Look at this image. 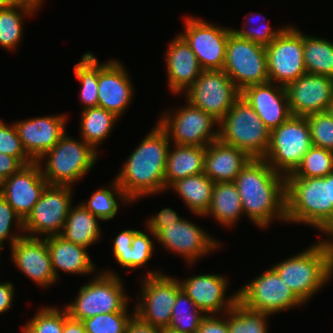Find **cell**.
I'll return each instance as SVG.
<instances>
[{"label": "cell", "mask_w": 333, "mask_h": 333, "mask_svg": "<svg viewBox=\"0 0 333 333\" xmlns=\"http://www.w3.org/2000/svg\"><path fill=\"white\" fill-rule=\"evenodd\" d=\"M43 0H0V7L21 6V5H41Z\"/></svg>", "instance_id": "cell-54"}, {"label": "cell", "mask_w": 333, "mask_h": 333, "mask_svg": "<svg viewBox=\"0 0 333 333\" xmlns=\"http://www.w3.org/2000/svg\"><path fill=\"white\" fill-rule=\"evenodd\" d=\"M333 168V151L312 146L298 167L286 177H325Z\"/></svg>", "instance_id": "cell-39"}, {"label": "cell", "mask_w": 333, "mask_h": 333, "mask_svg": "<svg viewBox=\"0 0 333 333\" xmlns=\"http://www.w3.org/2000/svg\"><path fill=\"white\" fill-rule=\"evenodd\" d=\"M65 322V307H44L36 312V315L28 322L23 333H62Z\"/></svg>", "instance_id": "cell-40"}, {"label": "cell", "mask_w": 333, "mask_h": 333, "mask_svg": "<svg viewBox=\"0 0 333 333\" xmlns=\"http://www.w3.org/2000/svg\"><path fill=\"white\" fill-rule=\"evenodd\" d=\"M23 166L24 164L18 158L0 153V183Z\"/></svg>", "instance_id": "cell-50"}, {"label": "cell", "mask_w": 333, "mask_h": 333, "mask_svg": "<svg viewBox=\"0 0 333 333\" xmlns=\"http://www.w3.org/2000/svg\"><path fill=\"white\" fill-rule=\"evenodd\" d=\"M164 57L168 85L173 94L187 91L203 71L196 55L179 34L169 44Z\"/></svg>", "instance_id": "cell-25"}, {"label": "cell", "mask_w": 333, "mask_h": 333, "mask_svg": "<svg viewBox=\"0 0 333 333\" xmlns=\"http://www.w3.org/2000/svg\"><path fill=\"white\" fill-rule=\"evenodd\" d=\"M113 183V184H112ZM111 183V188H101L96 190L90 197L89 201L82 202V205L89 210L94 216L101 220H110L118 213L117 199L125 204L132 203L126 195L124 189L119 186L116 180ZM117 197V198H116Z\"/></svg>", "instance_id": "cell-35"}, {"label": "cell", "mask_w": 333, "mask_h": 333, "mask_svg": "<svg viewBox=\"0 0 333 333\" xmlns=\"http://www.w3.org/2000/svg\"><path fill=\"white\" fill-rule=\"evenodd\" d=\"M153 246L149 235L138 230L134 234L131 247L127 251V268L136 269L145 266L153 255Z\"/></svg>", "instance_id": "cell-43"}, {"label": "cell", "mask_w": 333, "mask_h": 333, "mask_svg": "<svg viewBox=\"0 0 333 333\" xmlns=\"http://www.w3.org/2000/svg\"><path fill=\"white\" fill-rule=\"evenodd\" d=\"M287 222L305 223L320 231L333 222L330 202V175L325 177H286Z\"/></svg>", "instance_id": "cell-3"}, {"label": "cell", "mask_w": 333, "mask_h": 333, "mask_svg": "<svg viewBox=\"0 0 333 333\" xmlns=\"http://www.w3.org/2000/svg\"><path fill=\"white\" fill-rule=\"evenodd\" d=\"M51 256L52 268L56 278L58 269L65 273L92 274L95 271V264L91 260L87 249L79 244L66 240L60 234L45 237Z\"/></svg>", "instance_id": "cell-27"}, {"label": "cell", "mask_w": 333, "mask_h": 333, "mask_svg": "<svg viewBox=\"0 0 333 333\" xmlns=\"http://www.w3.org/2000/svg\"><path fill=\"white\" fill-rule=\"evenodd\" d=\"M38 161L24 165L0 183V194L22 220L31 212L48 186Z\"/></svg>", "instance_id": "cell-18"}, {"label": "cell", "mask_w": 333, "mask_h": 333, "mask_svg": "<svg viewBox=\"0 0 333 333\" xmlns=\"http://www.w3.org/2000/svg\"><path fill=\"white\" fill-rule=\"evenodd\" d=\"M185 105L175 109V112L166 111L157 121L170 142L173 141L178 145L207 147L211 142L219 139V128L213 130V126L219 125V122L202 109L192 106L188 101Z\"/></svg>", "instance_id": "cell-10"}, {"label": "cell", "mask_w": 333, "mask_h": 333, "mask_svg": "<svg viewBox=\"0 0 333 333\" xmlns=\"http://www.w3.org/2000/svg\"><path fill=\"white\" fill-rule=\"evenodd\" d=\"M225 314L230 333H268L269 314L248 309L239 301Z\"/></svg>", "instance_id": "cell-37"}, {"label": "cell", "mask_w": 333, "mask_h": 333, "mask_svg": "<svg viewBox=\"0 0 333 333\" xmlns=\"http://www.w3.org/2000/svg\"><path fill=\"white\" fill-rule=\"evenodd\" d=\"M81 115V140L97 151V145L109 136L119 117L99 106L83 109Z\"/></svg>", "instance_id": "cell-32"}, {"label": "cell", "mask_w": 333, "mask_h": 333, "mask_svg": "<svg viewBox=\"0 0 333 333\" xmlns=\"http://www.w3.org/2000/svg\"><path fill=\"white\" fill-rule=\"evenodd\" d=\"M292 116L326 112L333 100V78L305 73L286 87Z\"/></svg>", "instance_id": "cell-19"}, {"label": "cell", "mask_w": 333, "mask_h": 333, "mask_svg": "<svg viewBox=\"0 0 333 333\" xmlns=\"http://www.w3.org/2000/svg\"><path fill=\"white\" fill-rule=\"evenodd\" d=\"M214 182L204 173L174 182L169 188L176 191L193 214L205 216L212 199Z\"/></svg>", "instance_id": "cell-30"}, {"label": "cell", "mask_w": 333, "mask_h": 333, "mask_svg": "<svg viewBox=\"0 0 333 333\" xmlns=\"http://www.w3.org/2000/svg\"><path fill=\"white\" fill-rule=\"evenodd\" d=\"M12 261L28 278L40 287L58 281L45 238L22 236L11 246Z\"/></svg>", "instance_id": "cell-21"}, {"label": "cell", "mask_w": 333, "mask_h": 333, "mask_svg": "<svg viewBox=\"0 0 333 333\" xmlns=\"http://www.w3.org/2000/svg\"><path fill=\"white\" fill-rule=\"evenodd\" d=\"M269 81L286 87L306 73L303 33L287 26L266 46Z\"/></svg>", "instance_id": "cell-14"}, {"label": "cell", "mask_w": 333, "mask_h": 333, "mask_svg": "<svg viewBox=\"0 0 333 333\" xmlns=\"http://www.w3.org/2000/svg\"><path fill=\"white\" fill-rule=\"evenodd\" d=\"M13 221V222H12ZM13 223V224H12ZM15 223V225H14ZM12 225L23 232V220L16 213V211L8 204L4 197L0 194V246L4 247L3 242L9 240L10 246H12L23 235L14 233L12 235Z\"/></svg>", "instance_id": "cell-44"}, {"label": "cell", "mask_w": 333, "mask_h": 333, "mask_svg": "<svg viewBox=\"0 0 333 333\" xmlns=\"http://www.w3.org/2000/svg\"><path fill=\"white\" fill-rule=\"evenodd\" d=\"M160 330H161V333H185V332H180L178 330H175L169 326L162 327V328H160Z\"/></svg>", "instance_id": "cell-56"}, {"label": "cell", "mask_w": 333, "mask_h": 333, "mask_svg": "<svg viewBox=\"0 0 333 333\" xmlns=\"http://www.w3.org/2000/svg\"><path fill=\"white\" fill-rule=\"evenodd\" d=\"M183 217H180L174 210L171 208H163L158 214L150 217L146 222V228H148L151 236L156 238V235L168 225L177 222Z\"/></svg>", "instance_id": "cell-47"}, {"label": "cell", "mask_w": 333, "mask_h": 333, "mask_svg": "<svg viewBox=\"0 0 333 333\" xmlns=\"http://www.w3.org/2000/svg\"><path fill=\"white\" fill-rule=\"evenodd\" d=\"M213 216L220 224L231 227L243 215L240 195L234 182L214 184L210 207L205 214Z\"/></svg>", "instance_id": "cell-31"}, {"label": "cell", "mask_w": 333, "mask_h": 333, "mask_svg": "<svg viewBox=\"0 0 333 333\" xmlns=\"http://www.w3.org/2000/svg\"><path fill=\"white\" fill-rule=\"evenodd\" d=\"M250 159L244 151L217 139L206 147L203 173L214 183L234 182Z\"/></svg>", "instance_id": "cell-26"}, {"label": "cell", "mask_w": 333, "mask_h": 333, "mask_svg": "<svg viewBox=\"0 0 333 333\" xmlns=\"http://www.w3.org/2000/svg\"><path fill=\"white\" fill-rule=\"evenodd\" d=\"M273 265L272 268L282 280L306 303L322 289L333 276V264L321 241Z\"/></svg>", "instance_id": "cell-4"}, {"label": "cell", "mask_w": 333, "mask_h": 333, "mask_svg": "<svg viewBox=\"0 0 333 333\" xmlns=\"http://www.w3.org/2000/svg\"><path fill=\"white\" fill-rule=\"evenodd\" d=\"M65 133L58 143L38 162L49 185L72 186L95 165L98 152L84 140L78 141ZM47 156V157H46ZM45 161L43 168L41 161Z\"/></svg>", "instance_id": "cell-6"}, {"label": "cell", "mask_w": 333, "mask_h": 333, "mask_svg": "<svg viewBox=\"0 0 333 333\" xmlns=\"http://www.w3.org/2000/svg\"><path fill=\"white\" fill-rule=\"evenodd\" d=\"M72 194V186L48 185L23 220L24 235L40 238L43 234L45 238L61 234L73 205Z\"/></svg>", "instance_id": "cell-12"}, {"label": "cell", "mask_w": 333, "mask_h": 333, "mask_svg": "<svg viewBox=\"0 0 333 333\" xmlns=\"http://www.w3.org/2000/svg\"><path fill=\"white\" fill-rule=\"evenodd\" d=\"M330 202L333 203V175L330 174Z\"/></svg>", "instance_id": "cell-57"}, {"label": "cell", "mask_w": 333, "mask_h": 333, "mask_svg": "<svg viewBox=\"0 0 333 333\" xmlns=\"http://www.w3.org/2000/svg\"><path fill=\"white\" fill-rule=\"evenodd\" d=\"M181 289L172 309L169 327L185 333H196L202 319L206 316Z\"/></svg>", "instance_id": "cell-38"}, {"label": "cell", "mask_w": 333, "mask_h": 333, "mask_svg": "<svg viewBox=\"0 0 333 333\" xmlns=\"http://www.w3.org/2000/svg\"><path fill=\"white\" fill-rule=\"evenodd\" d=\"M312 146L306 117L291 116L271 130L268 151L263 159L274 171L287 176L298 167Z\"/></svg>", "instance_id": "cell-8"}, {"label": "cell", "mask_w": 333, "mask_h": 333, "mask_svg": "<svg viewBox=\"0 0 333 333\" xmlns=\"http://www.w3.org/2000/svg\"><path fill=\"white\" fill-rule=\"evenodd\" d=\"M223 71L241 92L245 88L269 82L266 47L229 34Z\"/></svg>", "instance_id": "cell-9"}, {"label": "cell", "mask_w": 333, "mask_h": 333, "mask_svg": "<svg viewBox=\"0 0 333 333\" xmlns=\"http://www.w3.org/2000/svg\"><path fill=\"white\" fill-rule=\"evenodd\" d=\"M184 23L185 31L179 35L190 46L202 69L223 70L226 45L233 30L192 16Z\"/></svg>", "instance_id": "cell-16"}, {"label": "cell", "mask_w": 333, "mask_h": 333, "mask_svg": "<svg viewBox=\"0 0 333 333\" xmlns=\"http://www.w3.org/2000/svg\"><path fill=\"white\" fill-rule=\"evenodd\" d=\"M66 118L64 114L39 116L13 123L24 151L33 161L51 150L66 133Z\"/></svg>", "instance_id": "cell-20"}, {"label": "cell", "mask_w": 333, "mask_h": 333, "mask_svg": "<svg viewBox=\"0 0 333 333\" xmlns=\"http://www.w3.org/2000/svg\"><path fill=\"white\" fill-rule=\"evenodd\" d=\"M62 333H86L83 321L75 320L68 315L65 308V322Z\"/></svg>", "instance_id": "cell-53"}, {"label": "cell", "mask_w": 333, "mask_h": 333, "mask_svg": "<svg viewBox=\"0 0 333 333\" xmlns=\"http://www.w3.org/2000/svg\"><path fill=\"white\" fill-rule=\"evenodd\" d=\"M237 292L245 307L269 315L304 304L272 267Z\"/></svg>", "instance_id": "cell-13"}, {"label": "cell", "mask_w": 333, "mask_h": 333, "mask_svg": "<svg viewBox=\"0 0 333 333\" xmlns=\"http://www.w3.org/2000/svg\"><path fill=\"white\" fill-rule=\"evenodd\" d=\"M196 333H230L227 324V316L221 320L215 315H206L197 330Z\"/></svg>", "instance_id": "cell-49"}, {"label": "cell", "mask_w": 333, "mask_h": 333, "mask_svg": "<svg viewBox=\"0 0 333 333\" xmlns=\"http://www.w3.org/2000/svg\"><path fill=\"white\" fill-rule=\"evenodd\" d=\"M212 238L198 225L182 218L162 229L155 240L168 251L185 258L190 265L220 247L219 242Z\"/></svg>", "instance_id": "cell-17"}, {"label": "cell", "mask_w": 333, "mask_h": 333, "mask_svg": "<svg viewBox=\"0 0 333 333\" xmlns=\"http://www.w3.org/2000/svg\"><path fill=\"white\" fill-rule=\"evenodd\" d=\"M133 316L128 322L126 333H161L159 327L152 326L151 324L143 321L138 315L132 313Z\"/></svg>", "instance_id": "cell-51"}, {"label": "cell", "mask_w": 333, "mask_h": 333, "mask_svg": "<svg viewBox=\"0 0 333 333\" xmlns=\"http://www.w3.org/2000/svg\"><path fill=\"white\" fill-rule=\"evenodd\" d=\"M14 291V285L11 282L0 283V314L11 308Z\"/></svg>", "instance_id": "cell-52"}, {"label": "cell", "mask_w": 333, "mask_h": 333, "mask_svg": "<svg viewBox=\"0 0 333 333\" xmlns=\"http://www.w3.org/2000/svg\"><path fill=\"white\" fill-rule=\"evenodd\" d=\"M257 15H260V14H255V15L248 14L246 16V20H245L247 22H244V24H243L244 26H242L243 27L242 30L241 29L240 30L232 29V30L235 33H237L241 38L250 40L253 43H257V44H260V45L266 47L282 32V30L285 27H282L280 29H277V30L273 31V29L271 28V26L266 23L265 26L264 25L263 26H259V27L256 26L257 27V28L255 27L256 29L255 28H253V29L247 28L246 25H249L250 21H252V19H256ZM259 17H261V15Z\"/></svg>", "instance_id": "cell-46"}, {"label": "cell", "mask_w": 333, "mask_h": 333, "mask_svg": "<svg viewBox=\"0 0 333 333\" xmlns=\"http://www.w3.org/2000/svg\"><path fill=\"white\" fill-rule=\"evenodd\" d=\"M241 96L269 130L280 126L292 116L284 86L269 81L245 88Z\"/></svg>", "instance_id": "cell-24"}, {"label": "cell", "mask_w": 333, "mask_h": 333, "mask_svg": "<svg viewBox=\"0 0 333 333\" xmlns=\"http://www.w3.org/2000/svg\"><path fill=\"white\" fill-rule=\"evenodd\" d=\"M129 311L98 314L83 320L86 333H126L133 316Z\"/></svg>", "instance_id": "cell-41"}, {"label": "cell", "mask_w": 333, "mask_h": 333, "mask_svg": "<svg viewBox=\"0 0 333 333\" xmlns=\"http://www.w3.org/2000/svg\"><path fill=\"white\" fill-rule=\"evenodd\" d=\"M41 5L0 7V46L13 51L18 47L23 32V18L32 15ZM39 7V8H38Z\"/></svg>", "instance_id": "cell-34"}, {"label": "cell", "mask_w": 333, "mask_h": 333, "mask_svg": "<svg viewBox=\"0 0 333 333\" xmlns=\"http://www.w3.org/2000/svg\"><path fill=\"white\" fill-rule=\"evenodd\" d=\"M100 218L94 216L82 203L71 206L63 231L66 240L88 248L101 237Z\"/></svg>", "instance_id": "cell-29"}, {"label": "cell", "mask_w": 333, "mask_h": 333, "mask_svg": "<svg viewBox=\"0 0 333 333\" xmlns=\"http://www.w3.org/2000/svg\"><path fill=\"white\" fill-rule=\"evenodd\" d=\"M168 151L165 168V189L174 182L188 176L198 175L204 171L206 147L173 144ZM172 150V151H171Z\"/></svg>", "instance_id": "cell-28"}, {"label": "cell", "mask_w": 333, "mask_h": 333, "mask_svg": "<svg viewBox=\"0 0 333 333\" xmlns=\"http://www.w3.org/2000/svg\"><path fill=\"white\" fill-rule=\"evenodd\" d=\"M75 77L81 83L80 100L84 109L98 106V60L91 52L84 53L74 66Z\"/></svg>", "instance_id": "cell-36"}, {"label": "cell", "mask_w": 333, "mask_h": 333, "mask_svg": "<svg viewBox=\"0 0 333 333\" xmlns=\"http://www.w3.org/2000/svg\"><path fill=\"white\" fill-rule=\"evenodd\" d=\"M181 287L188 297L205 315H216L231 310L238 301V292L226 297L228 282L220 274H202L180 281ZM223 311V312H222Z\"/></svg>", "instance_id": "cell-22"}, {"label": "cell", "mask_w": 333, "mask_h": 333, "mask_svg": "<svg viewBox=\"0 0 333 333\" xmlns=\"http://www.w3.org/2000/svg\"><path fill=\"white\" fill-rule=\"evenodd\" d=\"M327 112L329 113V115L333 118V100L330 103Z\"/></svg>", "instance_id": "cell-58"}, {"label": "cell", "mask_w": 333, "mask_h": 333, "mask_svg": "<svg viewBox=\"0 0 333 333\" xmlns=\"http://www.w3.org/2000/svg\"><path fill=\"white\" fill-rule=\"evenodd\" d=\"M306 73L333 78V42L303 34Z\"/></svg>", "instance_id": "cell-33"}, {"label": "cell", "mask_w": 333, "mask_h": 333, "mask_svg": "<svg viewBox=\"0 0 333 333\" xmlns=\"http://www.w3.org/2000/svg\"><path fill=\"white\" fill-rule=\"evenodd\" d=\"M132 82L122 63L98 61V106L121 116L133 97Z\"/></svg>", "instance_id": "cell-23"}, {"label": "cell", "mask_w": 333, "mask_h": 333, "mask_svg": "<svg viewBox=\"0 0 333 333\" xmlns=\"http://www.w3.org/2000/svg\"><path fill=\"white\" fill-rule=\"evenodd\" d=\"M186 100L220 122L241 92L223 70H203L196 82L184 92Z\"/></svg>", "instance_id": "cell-15"}, {"label": "cell", "mask_w": 333, "mask_h": 333, "mask_svg": "<svg viewBox=\"0 0 333 333\" xmlns=\"http://www.w3.org/2000/svg\"><path fill=\"white\" fill-rule=\"evenodd\" d=\"M305 117L309 126L312 145L333 151V118L329 113L326 111Z\"/></svg>", "instance_id": "cell-42"}, {"label": "cell", "mask_w": 333, "mask_h": 333, "mask_svg": "<svg viewBox=\"0 0 333 333\" xmlns=\"http://www.w3.org/2000/svg\"><path fill=\"white\" fill-rule=\"evenodd\" d=\"M243 213L259 226L274 218L286 219V176L273 170L263 158H251L234 181Z\"/></svg>", "instance_id": "cell-1"}, {"label": "cell", "mask_w": 333, "mask_h": 333, "mask_svg": "<svg viewBox=\"0 0 333 333\" xmlns=\"http://www.w3.org/2000/svg\"><path fill=\"white\" fill-rule=\"evenodd\" d=\"M0 153L18 158L24 165L33 160L26 154L21 144L17 130L12 125H7L0 119Z\"/></svg>", "instance_id": "cell-45"}, {"label": "cell", "mask_w": 333, "mask_h": 333, "mask_svg": "<svg viewBox=\"0 0 333 333\" xmlns=\"http://www.w3.org/2000/svg\"><path fill=\"white\" fill-rule=\"evenodd\" d=\"M145 276L141 281L142 296L137 298L135 314L152 326L167 327L177 293L182 289L180 280L157 270L149 271Z\"/></svg>", "instance_id": "cell-11"}, {"label": "cell", "mask_w": 333, "mask_h": 333, "mask_svg": "<svg viewBox=\"0 0 333 333\" xmlns=\"http://www.w3.org/2000/svg\"><path fill=\"white\" fill-rule=\"evenodd\" d=\"M322 232L325 233L327 237L329 235L330 239L333 238V222ZM329 238L328 240H321V241L323 242L333 264V239L329 240Z\"/></svg>", "instance_id": "cell-55"}, {"label": "cell", "mask_w": 333, "mask_h": 333, "mask_svg": "<svg viewBox=\"0 0 333 333\" xmlns=\"http://www.w3.org/2000/svg\"><path fill=\"white\" fill-rule=\"evenodd\" d=\"M114 271H103L82 285L74 302L66 305L68 315L83 321L98 314L129 311L121 277Z\"/></svg>", "instance_id": "cell-7"}, {"label": "cell", "mask_w": 333, "mask_h": 333, "mask_svg": "<svg viewBox=\"0 0 333 333\" xmlns=\"http://www.w3.org/2000/svg\"><path fill=\"white\" fill-rule=\"evenodd\" d=\"M138 230H123L113 240V255L122 268L127 269V251L131 247L134 234Z\"/></svg>", "instance_id": "cell-48"}, {"label": "cell", "mask_w": 333, "mask_h": 333, "mask_svg": "<svg viewBox=\"0 0 333 333\" xmlns=\"http://www.w3.org/2000/svg\"><path fill=\"white\" fill-rule=\"evenodd\" d=\"M170 143L157 123L119 170L115 180L132 202L166 190L164 177Z\"/></svg>", "instance_id": "cell-2"}, {"label": "cell", "mask_w": 333, "mask_h": 333, "mask_svg": "<svg viewBox=\"0 0 333 333\" xmlns=\"http://www.w3.org/2000/svg\"><path fill=\"white\" fill-rule=\"evenodd\" d=\"M218 128L222 142L244 151L250 158H264L268 151L271 130L242 96L234 102Z\"/></svg>", "instance_id": "cell-5"}]
</instances>
